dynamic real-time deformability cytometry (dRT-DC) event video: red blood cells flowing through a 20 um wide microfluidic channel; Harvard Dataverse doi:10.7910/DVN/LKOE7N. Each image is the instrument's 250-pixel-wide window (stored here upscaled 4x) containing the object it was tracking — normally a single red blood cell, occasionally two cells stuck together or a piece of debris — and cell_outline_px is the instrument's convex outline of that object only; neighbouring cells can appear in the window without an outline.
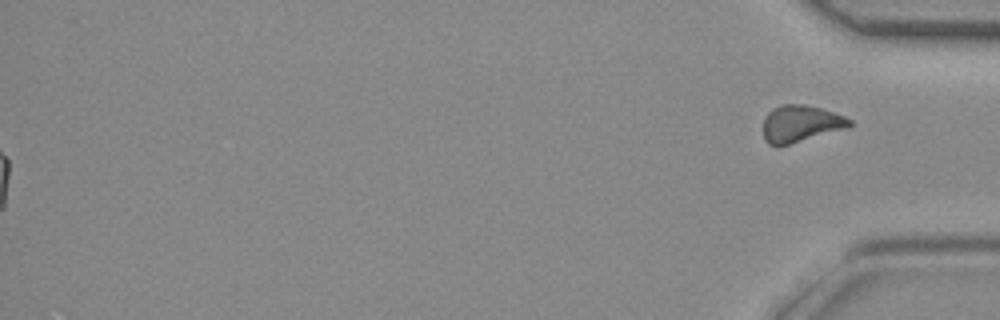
{"species": "common noctule bat (a hibernating species)", "species_latin": "Nyctalus noctula", "temperature_condition": "room temperature", "stored_images_in_passage": 43, "segment_of_instrument_passage": [2, 2], "camera_frame_rate_fps": 3000, "um_per_image_px": 0.085, "animal": {"sex": "female", "body_mass_g": 29.2, "forearm_length_mm": 56.3}, "frame": {"image": 1, "passage_image": 43, "time_ms": 14.0, "image_size_px": [1000, 320], "cell_outline_px": [[852, 124], [848, 128], [788, 144], [768, 144], [764, 140], [764, 116], [772, 108], [780, 104], [804, 104], [820, 108], [844, 116], [852, 120]], "centroid_in_image_um": [68.05, 10.49], "position_along_channel_um": 367.2, "area_um2": 18.38}}